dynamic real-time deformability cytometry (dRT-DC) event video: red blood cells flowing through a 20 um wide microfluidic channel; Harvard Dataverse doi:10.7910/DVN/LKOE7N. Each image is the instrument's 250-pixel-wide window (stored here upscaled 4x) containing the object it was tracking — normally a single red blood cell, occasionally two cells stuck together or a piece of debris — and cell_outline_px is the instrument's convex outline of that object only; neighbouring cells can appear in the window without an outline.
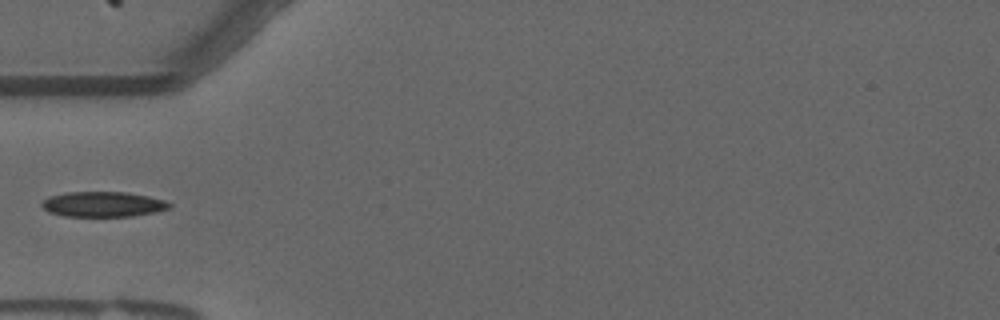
{"species": "common noctule bat (a hibernating species)", "species_latin": "Nyctalus noctula", "temperature_condition": "warm", "stored_images_in_passage": 33, "camera_frame_rate_fps": 3000, "um_per_image_px": 0.085, "animal": {"sex": "male", "forearm_length_mm": 52.5}, "frame": {"image": 1, "passage_image": 1, "time_ms": 0.0, "image_size_px": [1000, 320], "cell_outline_px": [[172, 208], [156, 212], [132, 216], [64, 216], [48, 212], [40, 204], [48, 196], [68, 192], [128, 192], [148, 196], [164, 200], [172, 204]], "centroid_in_image_um": [8.78, 17.36], "position_along_channel_um": 76.2, "area_um2": 18.84}}
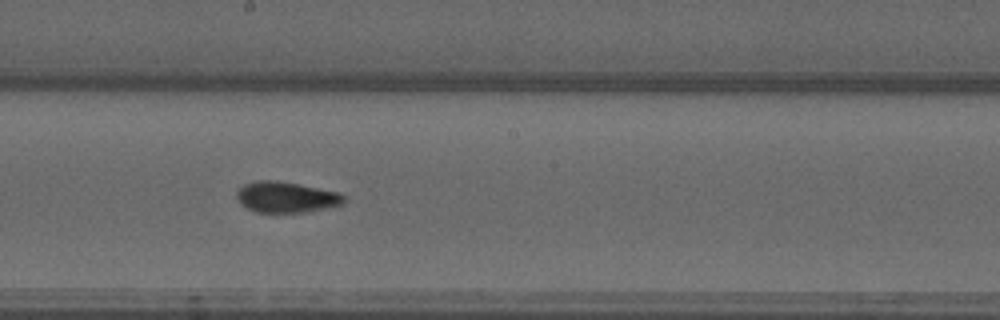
{"frame": {"image": 2, "passage_image": 13, "time_ms": 4.0, "image_size_px": [1000, 320], "cell_outline_px": [[344, 204], [328, 208], [304, 212], [256, 212], [240, 204], [236, 196], [236, 192], [244, 184], [256, 180], [276, 180], [340, 192], [344, 196]], "centroid_in_image_um": [24.32, 16.75], "position_along_channel_um": 223.9, "area_um2": 19.31}}
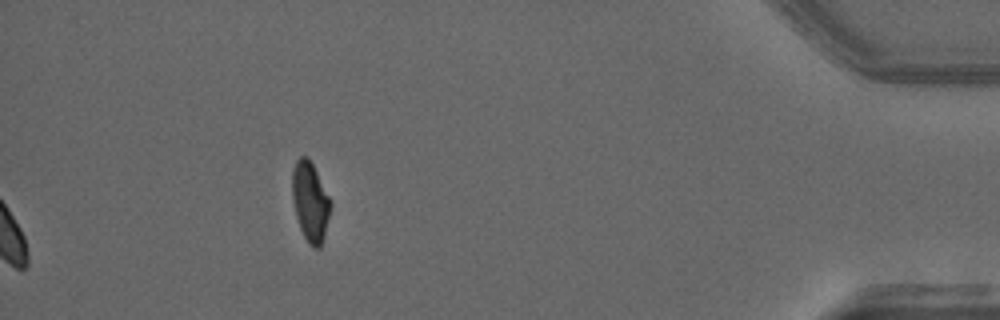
{"frame": {"image": 3, "passage_image": 33, "time_ms": 10.667, "image_size_px": [1000, 320], "cell_outline_px": [[332, 204], [324, 236], [320, 248], [312, 248], [308, 244], [300, 228], [296, 216], [292, 196], [292, 168], [296, 160], [300, 156], [308, 156]], "centroid_in_image_um": [26.35, 17.15], "position_along_channel_um": 408.8, "area_um2": 17.63}}